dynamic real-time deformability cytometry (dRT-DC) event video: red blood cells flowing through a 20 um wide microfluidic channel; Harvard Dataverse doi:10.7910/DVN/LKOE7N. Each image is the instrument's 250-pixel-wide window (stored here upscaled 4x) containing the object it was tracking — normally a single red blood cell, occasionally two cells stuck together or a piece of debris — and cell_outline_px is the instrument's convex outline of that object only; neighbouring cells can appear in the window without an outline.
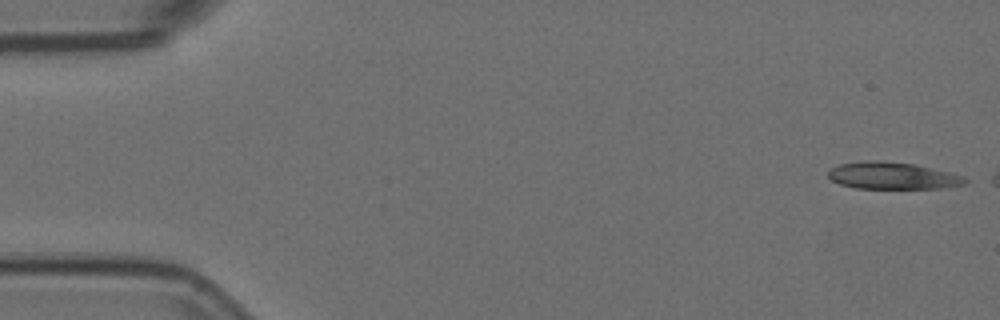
{"species": "Egyptian fruit bat (a non-hibernating species)", "species_latin": "Rousettus aegyptiacus", "temperature_condition": "room temperature", "stored_images_in_passage": 5, "camera_frame_rate_fps": 3000, "um_per_image_px": 0.085, "animal": {"sex": "female"}, "frame": {"image": 1, "passage_image": 1, "time_ms": 0.0, "image_size_px": [1000, 320], "cell_outline_px": [[968, 180], [964, 184], [944, 188], [856, 188], [840, 184], [832, 180], [828, 176], [828, 172], [832, 168], [840, 164], [864, 160], [884, 160], [916, 164], [964, 176]], "centroid_in_image_um": [75.87, 14.92], "position_along_channel_um": 9.1, "area_um2": 21.56}}